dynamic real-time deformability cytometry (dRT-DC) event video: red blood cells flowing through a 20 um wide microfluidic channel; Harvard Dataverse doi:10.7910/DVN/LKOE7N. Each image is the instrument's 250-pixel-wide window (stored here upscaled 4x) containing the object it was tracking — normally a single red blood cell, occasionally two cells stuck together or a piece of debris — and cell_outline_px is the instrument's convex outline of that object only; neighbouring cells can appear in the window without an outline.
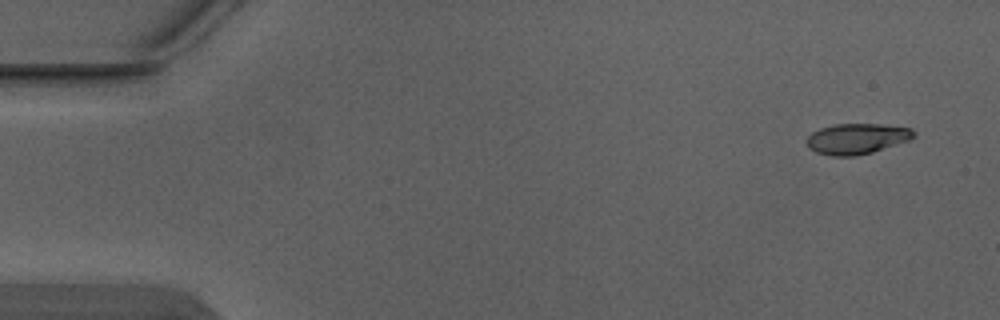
{"species": "Egyptian fruit bat (a non-hibernating species)", "species_latin": "Rousettus aegyptiacus", "temperature_condition": "warm", "stored_images_in_passage": 5, "camera_frame_rate_fps": 3000, "um_per_image_px": 0.085, "animal": {"sex": "male"}, "frame": {"image": 1, "passage_image": 1, "time_ms": 0.0, "image_size_px": [1000, 320], "cell_outline_px": [[916, 136], [908, 140], [872, 152], [856, 156], [832, 156], [816, 152], [808, 148], [804, 140], [812, 132], [820, 128], [836, 124], [880, 124], [912, 128], [916, 132]], "centroid_in_image_um": [72.8, 11.79], "position_along_channel_um": 12.2, "area_um2": 19.19}}